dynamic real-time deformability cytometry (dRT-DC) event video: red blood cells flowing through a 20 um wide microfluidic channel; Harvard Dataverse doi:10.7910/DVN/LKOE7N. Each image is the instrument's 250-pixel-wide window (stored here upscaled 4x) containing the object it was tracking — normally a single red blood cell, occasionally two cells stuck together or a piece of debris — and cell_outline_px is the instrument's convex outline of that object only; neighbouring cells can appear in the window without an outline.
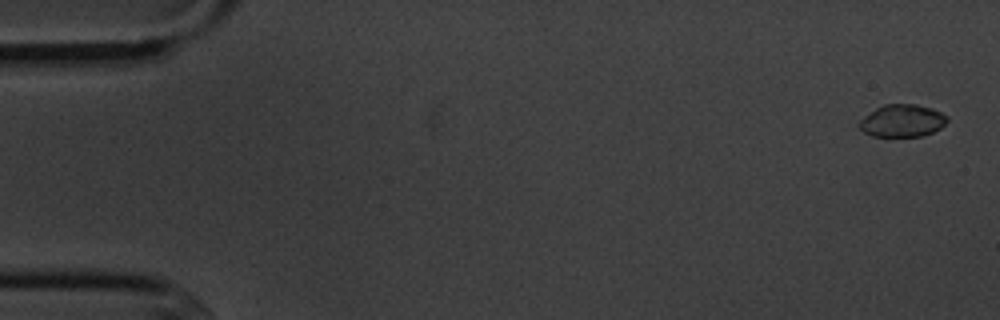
{"species": "common noctule bat (a hibernating species)", "species_latin": "Nyctalus noctula", "temperature_condition": "cold", "stored_images_in_passage": 6, "camera_frame_rate_fps": 3000, "um_per_image_px": 0.085, "animal": {"sex": "male", "body_mass_g": 20.1, "forearm_length_mm": 53.5}, "frame": {"image": 1, "passage_image": 1, "time_ms": 0.0, "image_size_px": [1000, 320], "cell_outline_px": [[948, 120], [940, 128], [932, 132], [920, 136], [872, 136], [864, 132], [856, 124], [864, 116], [876, 108], [884, 104], [916, 104], [932, 108], [948, 116]], "centroid_in_image_um": [76.67, 10.25], "position_along_channel_um": 8.3, "area_um2": 16.59}}
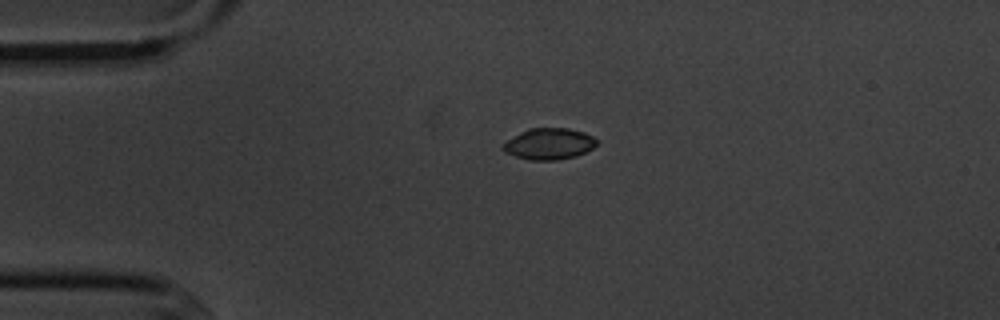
{"frame": {"image": 2, "passage_image": 4, "time_ms": 3.667, "image_size_px": [1000, 320], "cell_outline_px": [[596, 144], [592, 148], [576, 156], [556, 160], [528, 160], [504, 152], [500, 148], [508, 140], [520, 132], [528, 128], [568, 128], [584, 132], [592, 136], [596, 140]], "centroid_in_image_um": [46.64, 12.22], "position_along_channel_um": 38.4, "area_um2": 16.99}}
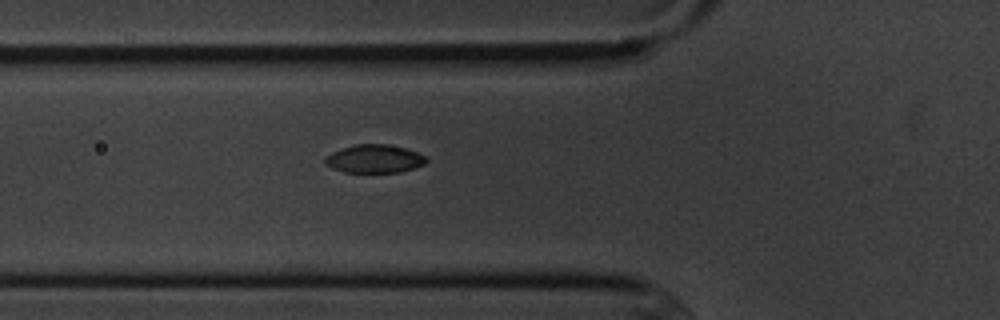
{"frame": {"image": 3, "passage_image": 6, "time_ms": 6.0, "image_size_px": [1000, 320], "cell_outline_px": [[428, 160], [424, 164], [400, 172], [344, 172], [332, 168], [324, 164], [324, 156], [332, 152], [356, 144], [388, 144], [404, 148], [428, 156]], "centroid_in_image_um": [31.81, 13.5], "position_along_channel_um": 94.0, "area_um2": 16.65}}